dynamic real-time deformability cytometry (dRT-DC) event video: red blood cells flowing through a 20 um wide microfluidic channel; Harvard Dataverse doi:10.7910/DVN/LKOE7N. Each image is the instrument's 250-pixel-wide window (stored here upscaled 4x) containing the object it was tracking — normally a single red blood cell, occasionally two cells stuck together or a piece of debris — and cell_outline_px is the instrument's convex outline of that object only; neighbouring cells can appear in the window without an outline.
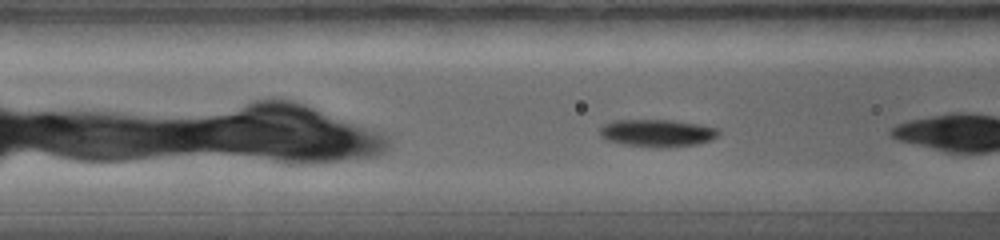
{"species": "common noctule bat (a hibernating species)", "species_latin": "Nyctalus noctula", "temperature_condition": "warm", "stored_images_in_passage": 7, "camera_frame_rate_fps": 5000, "um_per_image_px": 0.085, "animal": {"sex": "female", "body_mass_g": 19.0, "forearm_length_mm": 56.7}, "frame": {"image": 1, "passage_image": 6, "time_ms": 1.0, "image_size_px": [1000, 240], "cell_outline_px": [[720, 132], [712, 140], [700, 144], [664, 148], [660, 148], [624, 144], [608, 140], [600, 136], [600, 128], [604, 124], [612, 120], [672, 120], [700, 124], [720, 128]], "centroid_in_image_um": [55.91, 11.31], "position_along_channel_um": 110.7, "area_um2": 19.19}}
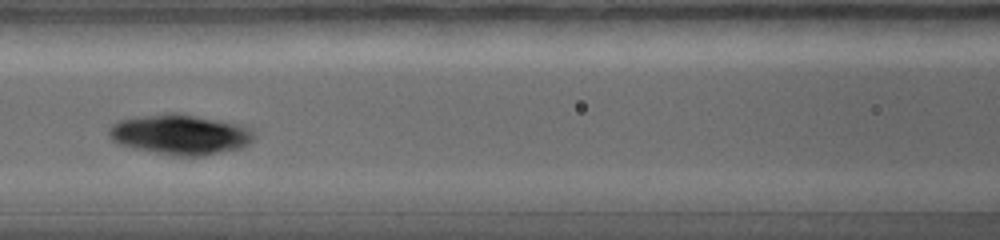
{"frame": {"image": 2, "passage_image": 7, "time_ms": 2.0, "image_size_px": [1000, 240], "cell_outline_px": [[256, 136], [248, 144], [240, 148], [204, 156], [176, 156], [116, 144], [112, 140], [108, 132], [108, 128], [112, 124], [120, 120], [140, 116], [164, 112], [176, 112], [244, 124], [252, 128]], "centroid_in_image_um": [15.36, 11.41], "position_along_channel_um": 151.2, "area_um2": 34.39}}